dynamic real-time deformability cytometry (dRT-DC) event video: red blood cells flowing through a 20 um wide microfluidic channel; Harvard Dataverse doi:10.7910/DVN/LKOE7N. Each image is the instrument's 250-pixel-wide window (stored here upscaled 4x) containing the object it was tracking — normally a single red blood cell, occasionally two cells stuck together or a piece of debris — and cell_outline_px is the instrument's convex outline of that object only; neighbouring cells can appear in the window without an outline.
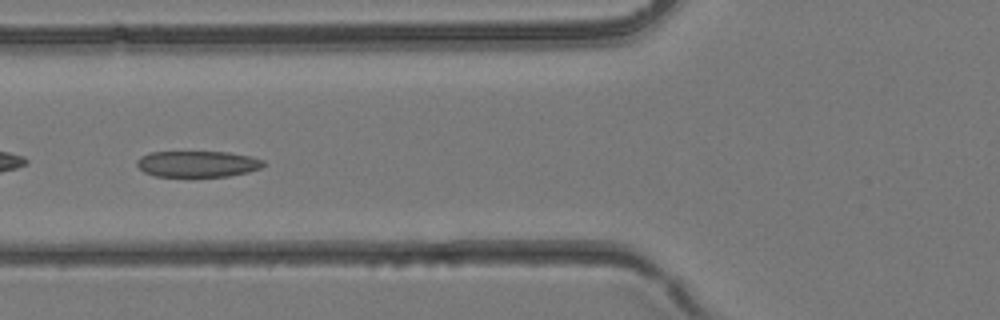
{"species": "common noctule bat (a hibernating species)", "species_latin": "Nyctalus noctula", "temperature_condition": "room temperature", "stored_images_in_passage": 5, "camera_frame_rate_fps": 3000, "um_per_image_px": 0.085, "animal": {"sex": "female", "body_mass_g": 24.6, "forearm_length_mm": 56.2}, "frame": {"image": 1, "passage_image": 4, "time_ms": 1.0, "image_size_px": [1000, 320], "cell_outline_px": [[264, 164], [260, 168], [248, 172], [228, 176], [156, 176], [144, 172], [136, 164], [136, 160], [140, 156], [148, 152], [228, 152], [252, 156], [264, 160]], "centroid_in_image_um": [16.78, 13.92], "position_along_channel_um": 109.0, "area_um2": 19.31}}
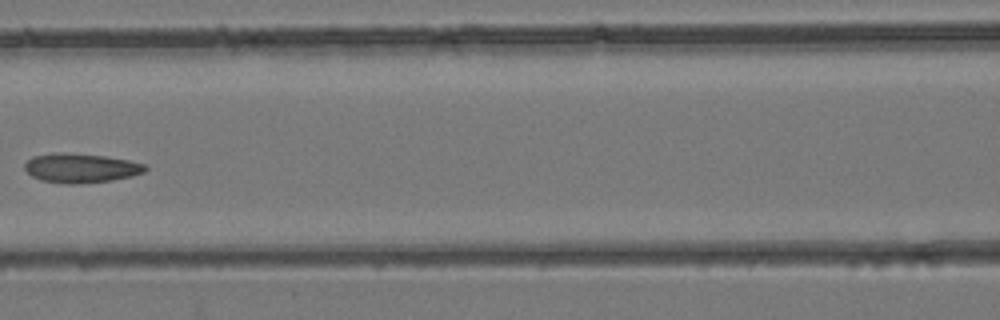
{"frame": {"image": 2, "passage_image": 5, "time_ms": 1.333, "image_size_px": [1000, 320], "cell_outline_px": [[148, 168], [144, 172], [132, 176], [112, 180], [80, 184], [64, 184], [40, 180], [32, 176], [24, 168], [24, 164], [32, 156], [104, 156], [128, 160], [144, 164]], "centroid_in_image_um": [6.92, 14.35], "position_along_channel_um": 159.7, "area_um2": 19.54}}